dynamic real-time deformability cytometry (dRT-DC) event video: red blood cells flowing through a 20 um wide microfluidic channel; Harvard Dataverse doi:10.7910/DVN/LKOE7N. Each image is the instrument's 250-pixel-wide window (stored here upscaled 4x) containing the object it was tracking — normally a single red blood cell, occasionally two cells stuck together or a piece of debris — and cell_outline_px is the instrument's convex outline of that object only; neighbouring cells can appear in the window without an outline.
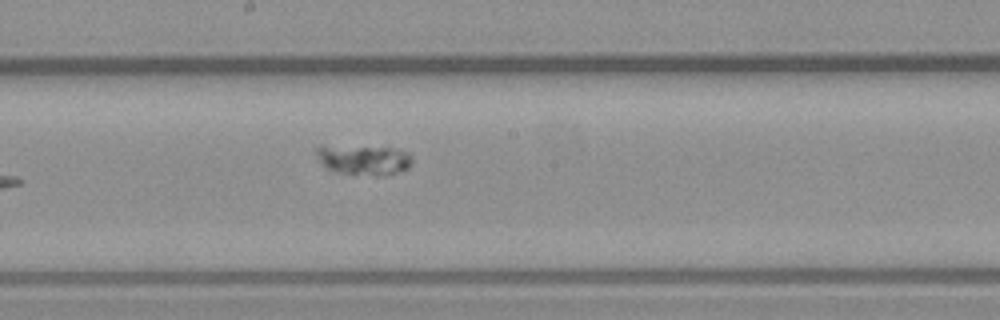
{"species": "common noctule bat (a hibernating species)", "species_latin": "Nyctalus noctula", "temperature_condition": "warm", "stored_images_in_passage": 7, "camera_frame_rate_fps": 3000, "um_per_image_px": 0.085, "animal": {"sex": "male", "body_mass_g": 23.1, "forearm_length_mm": 52.7}, "frame": {"image": 1, "passage_image": 7, "time_ms": 2.0, "image_size_px": [1000, 320], "cell_outline_px": [[412, 164], [408, 168], [396, 172], [376, 176], [336, 172], [328, 168], [316, 156], [316, 148], [320, 144], [388, 148], [408, 152], [412, 156]], "centroid_in_image_um": [30.88, 13.56], "position_along_channel_um": 217.3, "area_um2": 16.76}}